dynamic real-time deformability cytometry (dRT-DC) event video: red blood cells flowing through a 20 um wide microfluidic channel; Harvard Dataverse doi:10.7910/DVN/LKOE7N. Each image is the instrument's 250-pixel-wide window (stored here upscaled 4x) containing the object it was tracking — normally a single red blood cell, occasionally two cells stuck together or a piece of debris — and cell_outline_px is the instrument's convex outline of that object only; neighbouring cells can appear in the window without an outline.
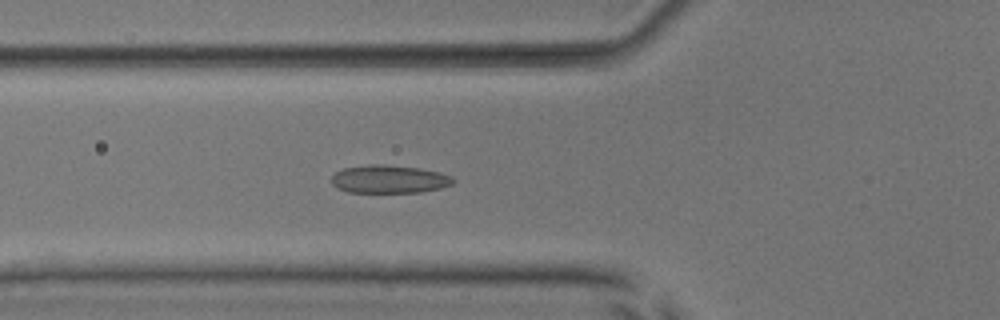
{"species": "common noctule bat (a hibernating species)", "species_latin": "Nyctalus noctula", "temperature_condition": "room temperature", "stored_images_in_passage": 53, "camera_frame_rate_fps": 3000, "um_per_image_px": 0.085, "animal": {"sex": "male", "body_mass_g": 17.9, "forearm_length_mm": 54.2}, "frame": {"image": 1, "passage_image": 20, "time_ms": 6.333, "image_size_px": [1000, 320], "cell_outline_px": [[456, 180], [452, 184], [440, 188], [420, 192], [348, 192], [336, 188], [332, 184], [332, 176], [336, 172], [344, 168], [368, 164], [384, 164], [420, 168], [440, 172], [452, 176]], "centroid_in_image_um": [33.09, 15.22], "position_along_channel_um": 92.7, "area_um2": 20.0}}
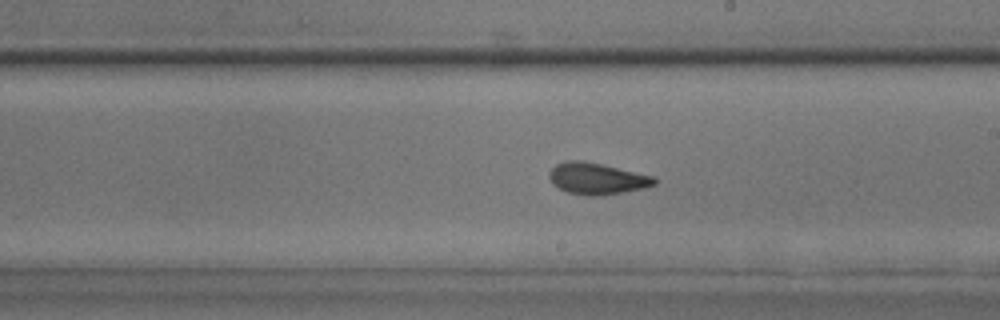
{"frame": {"image": 2, "passage_image": 31, "time_ms": 10.0, "image_size_px": [1000, 320], "cell_outline_px": [[656, 184], [644, 188], [596, 196], [588, 196], [568, 192], [552, 184], [548, 176], [548, 172], [556, 164], [564, 160], [580, 160], [600, 164], [656, 176]], "centroid_in_image_um": [50.72, 15.17], "position_along_channel_um": 238.3, "area_um2": 19.25}}
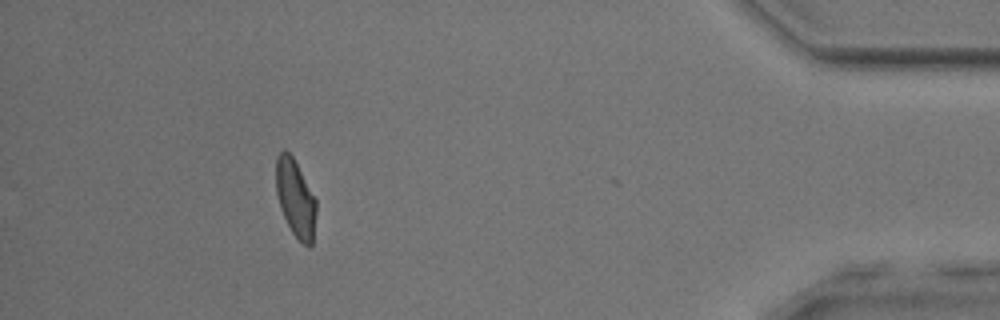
{"frame": {"image": 3, "passage_image": 48, "time_ms": 15.667, "image_size_px": [1000, 320], "cell_outline_px": [[316, 212], [312, 244], [308, 248], [292, 232], [280, 208], [276, 192], [276, 156], [284, 148], [292, 156], [316, 200]], "centroid_in_image_um": [25.1, 16.84], "position_along_channel_um": 410.1, "area_um2": 17.86}, "authors_computed_cell_mechanics": {"area_um2": 19.2474, "velocity_mm_per_s": 3.9805, "shape_relaxation_time_tau1_ms": 10.3375, "shape_relaxation_time_tau2_ms": 1.408, "deformation_change_tau1": 0.2275, "deformation_change_tau2": 0.0601}}